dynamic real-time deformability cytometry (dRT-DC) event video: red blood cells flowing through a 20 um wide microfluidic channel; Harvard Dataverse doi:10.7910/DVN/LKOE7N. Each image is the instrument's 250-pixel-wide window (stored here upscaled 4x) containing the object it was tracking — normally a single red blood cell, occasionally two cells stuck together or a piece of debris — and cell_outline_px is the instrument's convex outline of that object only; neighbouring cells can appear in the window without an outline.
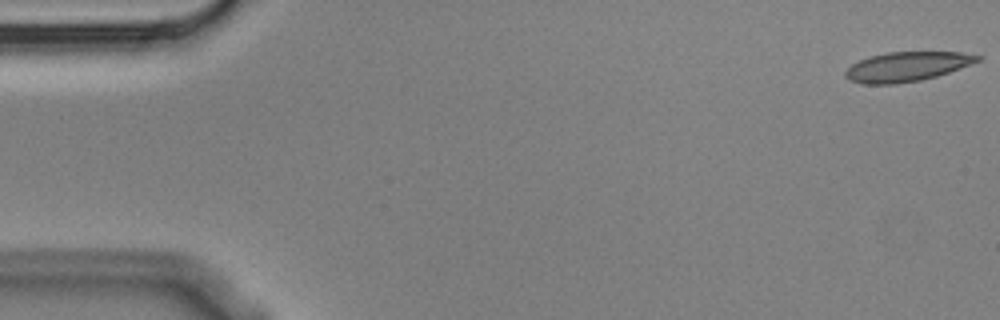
{"species": "Egyptian fruit bat (a non-hibernating species)", "species_latin": "Rousettus aegyptiacus", "temperature_condition": "cold", "stored_images_in_passage": 5, "camera_frame_rate_fps": 3000, "um_per_image_px": 0.085, "animal": {"sex": "male"}, "frame": {"image": 1, "passage_image": 1, "time_ms": 0.0, "image_size_px": [1000, 320], "cell_outline_px": [[984, 56], [980, 60], [948, 72], [936, 76], [920, 80], [896, 84], [860, 84], [848, 80], [844, 76], [844, 72], [852, 64], [860, 60], [872, 56], [888, 52], [960, 52]], "centroid_in_image_um": [77.05, 5.67], "position_along_channel_um": 8.0, "area_um2": 22.6}}
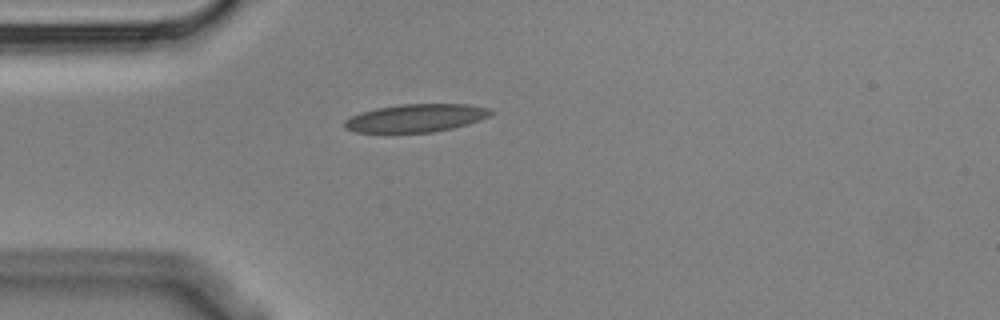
{"frame": {"image": 2, "passage_image": 5, "time_ms": 1.333, "image_size_px": [1000, 320], "cell_outline_px": [[492, 112], [488, 116], [480, 120], [468, 124], [452, 128], [432, 132], [392, 136], [384, 136], [356, 132], [344, 128], [344, 120], [360, 112], [376, 108], [400, 104], [468, 104], [488, 108]], "centroid_in_image_um": [35.23, 10.09], "position_along_channel_um": 49.8, "area_um2": 24.91}}